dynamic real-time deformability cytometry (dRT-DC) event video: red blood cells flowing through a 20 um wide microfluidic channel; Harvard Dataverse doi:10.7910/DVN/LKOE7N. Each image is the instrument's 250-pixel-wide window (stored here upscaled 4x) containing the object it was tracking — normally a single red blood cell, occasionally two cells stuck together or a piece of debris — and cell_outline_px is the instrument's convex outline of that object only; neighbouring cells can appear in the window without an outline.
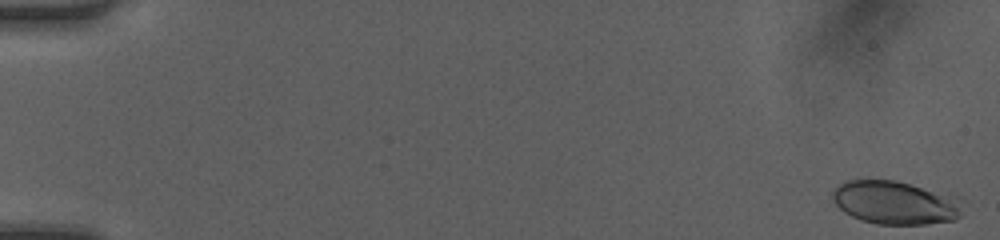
{"species": "human", "species_latin": "Homo sapiens", "temperature_condition": "room temperature", "stored_images_in_passage": 49, "camera_frame_rate_fps": 3000, "um_per_image_px": 0.085, "donor": {"sex": "female"}, "frame": {"image": 1, "passage_image": 1, "time_ms": 0.0, "image_size_px": [1000, 240], "cell_outline_px": [[964, 200], [960, 216], [956, 220], [924, 224], [876, 224], [860, 220], [844, 212], [832, 200], [832, 192], [840, 184], [848, 180], [896, 180], [960, 196]], "centroid_in_image_um": [76.17, 17.22], "position_along_channel_um": 8.8, "area_um2": 33.35}}
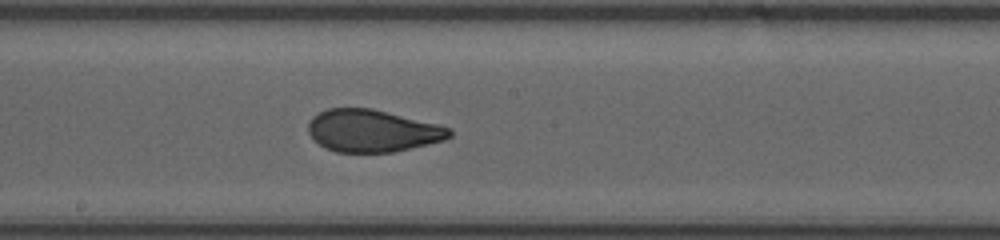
{"frame": {"image": 2, "passage_image": 28, "time_ms": 9.0, "image_size_px": [1000, 240], "cell_outline_px": [[452, 136], [444, 140], [428, 144], [392, 152], [336, 152], [324, 148], [308, 132], [308, 124], [312, 116], [328, 108], [372, 108], [452, 128]], "centroid_in_image_um": [31.65, 11.12], "position_along_channel_um": 216.6, "area_um2": 34.62}}
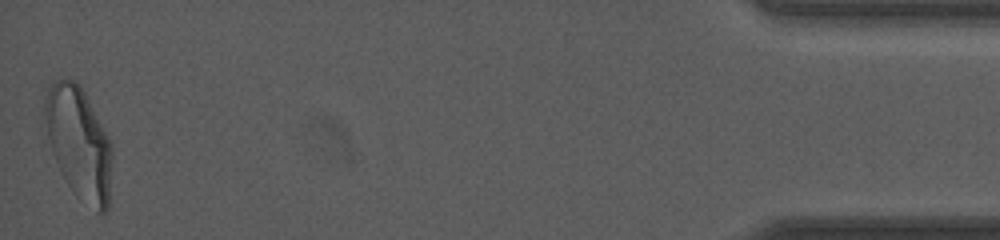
{"frame": {"image": 3, "passage_image": 49, "time_ms": 16.0, "image_size_px": [1000, 240], "cell_outline_px": [[112, 156], [108, 208], [104, 212], [96, 212], [76, 196], [72, 192], [64, 180], [60, 172], [52, 152], [48, 136], [44, 108], [44, 100], [48, 88], [56, 80], [72, 80], [80, 84], [112, 144]], "centroid_in_image_um": [6.71, 12.19], "position_along_channel_um": 428.5, "area_um2": 43.64}, "authors_computed_cell_mechanics": {"area_um2": 35.2002, "velocity_mm_per_s": 4.2292, "shape_relaxation_time_tau1_ms": 4.6327, "shape_relaxation_time_tau2_ms": 0.5472, "deformation_change_tau1": 0.1753, "deformation_change_tau2": 0.0559}}